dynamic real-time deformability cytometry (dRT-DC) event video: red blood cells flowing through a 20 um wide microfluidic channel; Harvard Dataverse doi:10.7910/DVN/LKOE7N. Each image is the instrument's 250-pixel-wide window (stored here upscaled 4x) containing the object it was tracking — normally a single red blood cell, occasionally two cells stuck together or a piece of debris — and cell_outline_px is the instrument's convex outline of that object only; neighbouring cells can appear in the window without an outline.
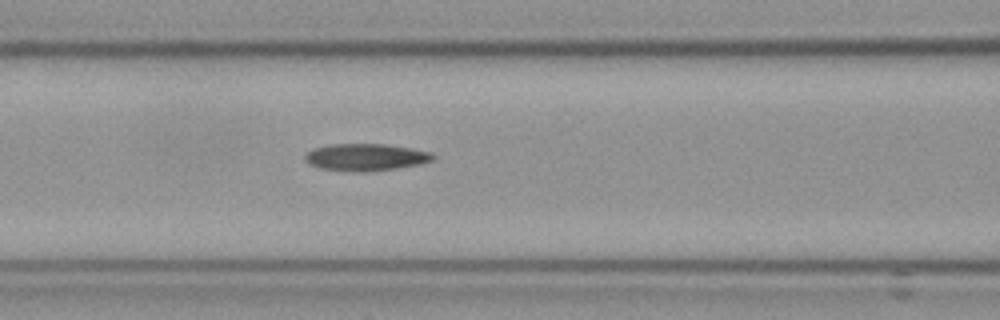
{"species": "Egyptian fruit bat (a non-hibernating species)", "species_latin": "Rousettus aegyptiacus", "temperature_condition": "cold", "stored_images_in_passage": 38, "camera_frame_rate_fps": 3000, "um_per_image_px": 0.085, "frame": {"image": 1, "passage_image": 12, "time_ms": 3.667, "image_size_px": [1000, 320], "cell_outline_px": [[436, 156], [432, 160], [420, 164], [396, 168], [320, 168], [308, 164], [304, 160], [304, 156], [312, 148], [328, 144], [388, 144], [412, 148], [432, 152]], "centroid_in_image_um": [31.11, 13.29], "position_along_channel_um": 135.5, "area_um2": 19.19}}
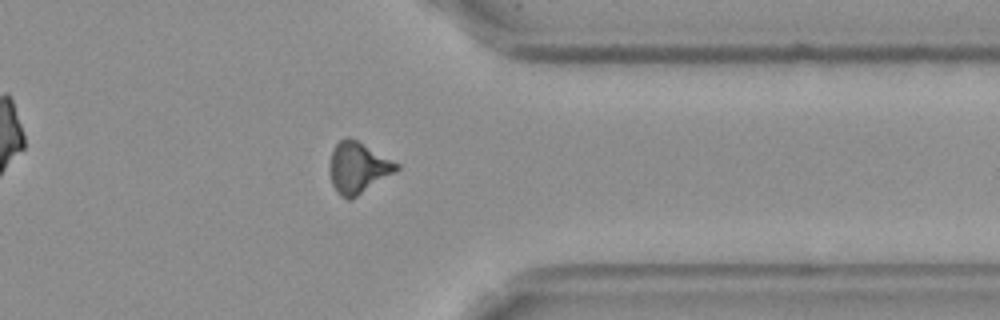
{"frame": {"image": 2, "passage_image": 33, "time_ms": 10.667, "image_size_px": [1000, 320], "cell_outline_px": [[400, 168], [396, 172], [352, 200], [348, 200], [340, 196], [336, 192], [332, 184], [328, 172], [328, 164], [332, 148], [340, 140], [348, 136], [356, 140], [400, 164]], "centroid_in_image_um": [30.4, 14.28], "position_along_channel_um": 381.0, "area_um2": 20.35}, "authors_computed_cell_mechanics": {"area_um2": 19.7965, "velocity_mm_per_s": 3.5878, "shape_relaxation_time_tau1_ms": 9.2308, "shape_relaxation_time_tau2_ms": 5.6104, "deformation_change_tau1": 0.2144, "deformation_change_tau2": 0.1553}}